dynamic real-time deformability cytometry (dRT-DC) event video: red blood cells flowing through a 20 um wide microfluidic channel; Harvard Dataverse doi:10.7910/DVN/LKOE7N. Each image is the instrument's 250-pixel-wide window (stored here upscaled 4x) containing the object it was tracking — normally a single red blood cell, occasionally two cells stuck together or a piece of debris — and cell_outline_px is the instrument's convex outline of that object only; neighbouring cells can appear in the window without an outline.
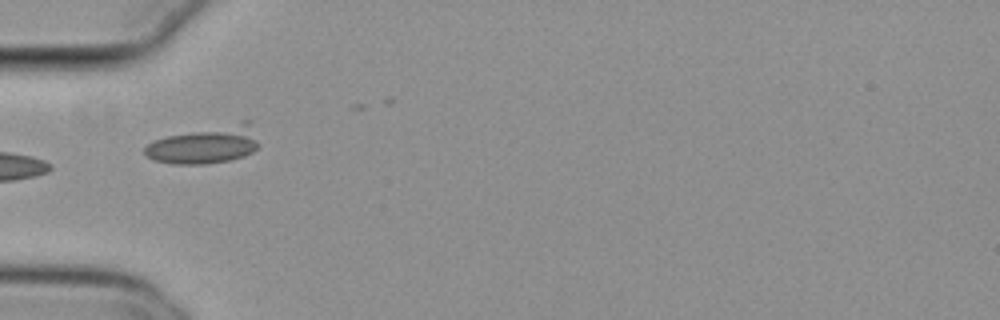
{"species": "common noctule bat (a hibernating species)", "species_latin": "Nyctalus noctula", "temperature_condition": "cold", "stored_images_in_passage": 24, "camera_frame_rate_fps": 3000, "um_per_image_px": 0.085, "animal": {"sex": "female", "body_mass_g": 29.2, "forearm_length_mm": 56.3}, "frame": {"image": 1, "passage_image": 1, "time_ms": 0.0, "image_size_px": [1000, 320], "cell_outline_px": [[260, 144], [252, 152], [244, 156], [228, 160], [204, 164], [172, 164], [152, 160], [144, 156], [144, 148], [152, 140], [168, 136], [244, 120], [252, 120]], "centroid_in_image_um": [17.46, 12.3], "position_along_channel_um": 67.5, "area_um2": 25.14}}